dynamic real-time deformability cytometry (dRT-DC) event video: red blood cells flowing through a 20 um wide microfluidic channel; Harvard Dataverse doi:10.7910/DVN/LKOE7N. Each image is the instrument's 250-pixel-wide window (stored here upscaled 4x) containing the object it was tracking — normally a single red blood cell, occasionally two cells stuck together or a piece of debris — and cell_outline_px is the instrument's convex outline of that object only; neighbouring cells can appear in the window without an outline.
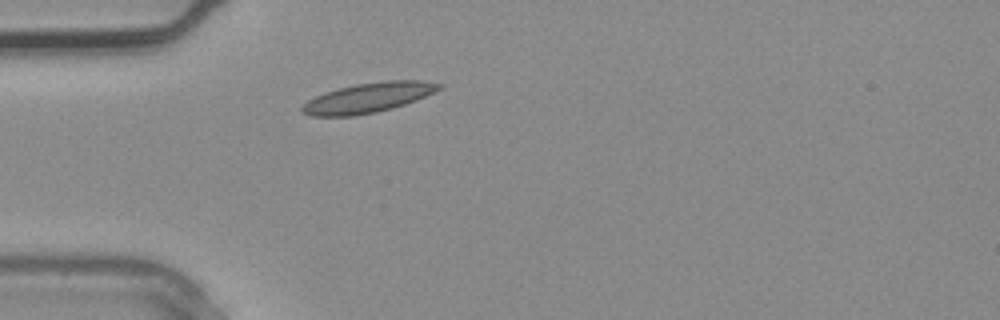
{"species": "common noctule bat (a hibernating species)", "species_latin": "Nyctalus noctula", "temperature_condition": "warm", "stored_images_in_passage": 1, "camera_frame_rate_fps": 3000, "um_per_image_px": 0.085, "animal": {"sex": "male", "body_mass_g": 20.4}, "frame": {"image": 1, "passage_image": 1, "time_ms": 0.0, "image_size_px": [1000, 320], "cell_outline_px": [[444, 84], [440, 88], [424, 96], [404, 104], [392, 108], [376, 112], [356, 116], [312, 116], [300, 112], [300, 108], [308, 100], [324, 92], [356, 84], [384, 80], [420, 80]], "centroid_in_image_um": [31.25, 8.31], "position_along_channel_um": 53.7, "area_um2": 23.64}}